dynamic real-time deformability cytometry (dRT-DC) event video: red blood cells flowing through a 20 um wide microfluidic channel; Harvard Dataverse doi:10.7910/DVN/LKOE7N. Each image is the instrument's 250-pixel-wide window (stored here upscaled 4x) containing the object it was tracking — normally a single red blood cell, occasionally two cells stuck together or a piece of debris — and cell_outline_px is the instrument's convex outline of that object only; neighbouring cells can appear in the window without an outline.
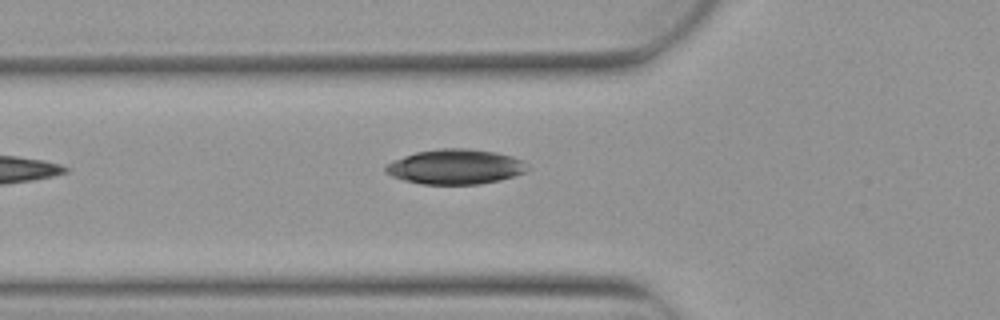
{"species": "Egyptian fruit bat (a non-hibernating species)", "species_latin": "Rousettus aegyptiacus", "temperature_condition": "warm", "stored_images_in_passage": 5, "camera_frame_rate_fps": 3000, "um_per_image_px": 0.085, "animal": {"sex": "female"}, "frame": {"image": 1, "passage_image": 5, "time_ms": 1.333, "image_size_px": [1000, 320], "cell_outline_px": [[532, 168], [524, 172], [500, 180], [480, 184], [420, 184], [404, 180], [392, 176], [384, 172], [384, 168], [392, 160], [416, 152], [440, 148], [468, 148], [496, 152], [512, 156], [520, 160]], "centroid_in_image_um": [38.7, 14.17], "position_along_channel_um": 87.1, "area_um2": 28.96}}